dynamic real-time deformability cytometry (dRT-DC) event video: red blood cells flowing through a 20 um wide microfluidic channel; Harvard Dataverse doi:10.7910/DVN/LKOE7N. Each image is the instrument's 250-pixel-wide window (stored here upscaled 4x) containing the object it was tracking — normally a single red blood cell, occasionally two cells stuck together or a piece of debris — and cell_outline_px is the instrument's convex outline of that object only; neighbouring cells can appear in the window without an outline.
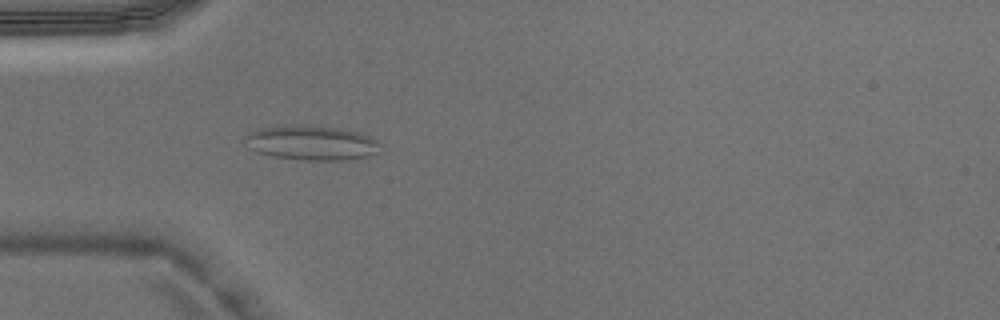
{"species": "Egyptian fruit bat (a non-hibernating species)", "species_latin": "Rousettus aegyptiacus", "temperature_condition": "warm", "stored_images_in_passage": 46, "camera_frame_rate_fps": 3000, "um_per_image_px": 0.085, "animal": {"sex": "male"}, "frame": {"image": 1, "passage_image": 14, "time_ms": 4.333, "image_size_px": [1000, 320], "cell_outline_px": [[376, 152], [368, 156], [344, 160], [304, 160], [272, 156], [256, 152], [248, 148], [244, 136], [248, 132], [256, 128], [300, 124], [340, 128], [360, 132], [376, 140]], "centroid_in_image_um": [26.38, 12.12], "position_along_channel_um": 58.6, "area_um2": 27.28}}